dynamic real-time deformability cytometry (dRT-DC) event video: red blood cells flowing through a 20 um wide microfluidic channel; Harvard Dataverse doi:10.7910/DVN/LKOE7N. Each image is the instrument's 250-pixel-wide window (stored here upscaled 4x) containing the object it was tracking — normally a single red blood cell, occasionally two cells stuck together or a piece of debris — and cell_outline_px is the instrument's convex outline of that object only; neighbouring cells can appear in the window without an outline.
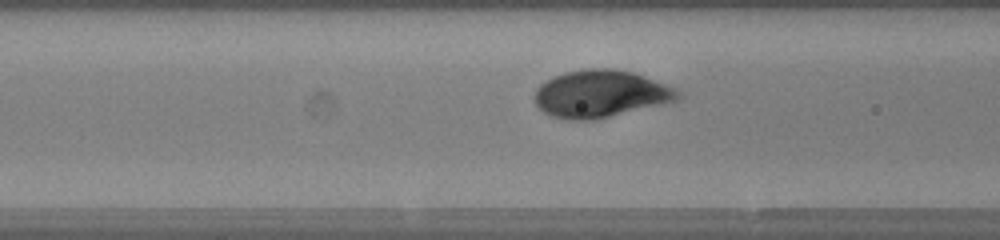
{"species": "human", "species_latin": "Homo sapiens", "temperature_condition": "warm", "stored_images_in_passage": 33, "camera_frame_rate_fps": 3000, "um_per_image_px": 0.085, "donor": {"sex": "female"}, "frame": {"image": 1, "passage_image": 12, "time_ms": 3.667, "image_size_px": [1000, 240], "cell_outline_px": [[680, 96], [676, 100], [596, 120], [568, 120], [552, 116], [544, 112], [536, 104], [532, 96], [536, 88], [540, 84], [552, 76], [564, 72], [584, 68], [612, 68], [632, 72], [644, 76], [676, 88], [680, 92]], "centroid_in_image_um": [50.99, 7.97], "position_along_channel_um": 115.6, "area_um2": 39.59}}
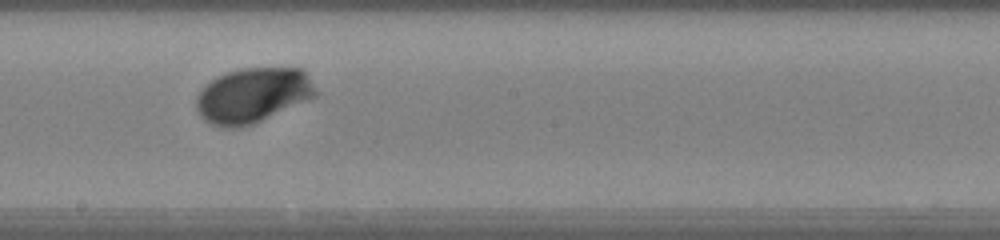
{"frame": {"image": 2, "passage_image": 20, "time_ms": 6.333, "image_size_px": [1000, 240], "cell_outline_px": [[316, 96], [252, 124], [240, 128], [224, 128], [212, 124], [200, 116], [196, 108], [196, 96], [204, 84], [216, 76], [240, 68], [300, 68], [304, 72], [316, 92]], "centroid_in_image_um": [21.4, 8.1], "position_along_channel_um": 226.8, "area_um2": 37.92}}
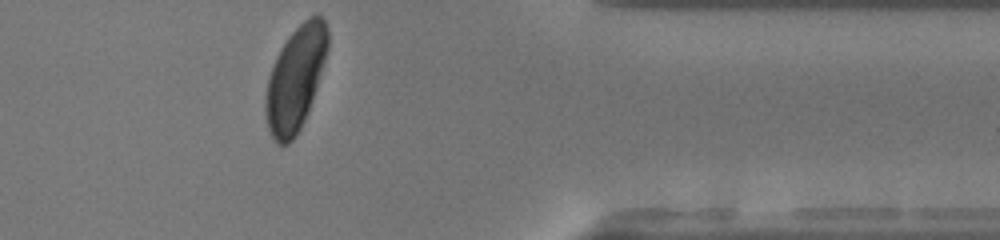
{"frame": {"image": 3, "passage_image": 33, "time_ms": 10.667, "image_size_px": [1000, 240], "cell_outline_px": [[328, 48], [316, 88], [308, 112], [300, 128], [292, 140], [288, 144], [276, 144], [268, 128], [264, 108], [264, 100], [268, 76], [272, 64], [280, 48], [288, 36], [308, 16], [320, 16], [324, 20], [328, 28]], "centroid_in_image_um": [25.09, 6.68], "position_along_channel_um": 386.3, "area_um2": 37.63}, "authors_computed_cell_mechanics": {"area_um2": 37.9168, "velocity_mm_per_s": 4.1687, "shape_relaxation_time_tau1_ms": 2.2342, "shape_relaxation_time_tau2_ms": null, "deformation_change_tau1": 0.1613, "deformation_change_tau2": null}}